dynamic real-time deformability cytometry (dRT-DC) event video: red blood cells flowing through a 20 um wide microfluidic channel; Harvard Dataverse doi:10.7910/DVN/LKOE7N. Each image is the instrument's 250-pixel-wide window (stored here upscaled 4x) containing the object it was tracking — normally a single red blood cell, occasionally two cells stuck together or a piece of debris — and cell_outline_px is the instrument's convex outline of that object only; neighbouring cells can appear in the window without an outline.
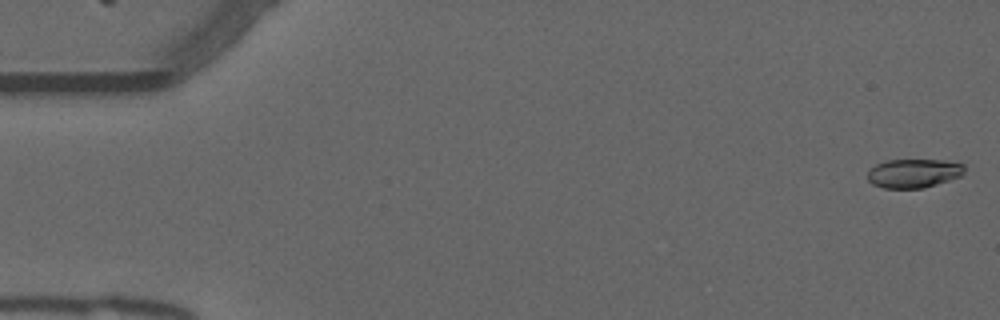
{"species": "common noctule bat (a hibernating species)", "species_latin": "Nyctalus noctula", "temperature_condition": "warm", "stored_images_in_passage": 54, "camera_frame_rate_fps": 3000, "um_per_image_px": 0.085, "animal": {"sex": "male", "forearm_length_mm": 52.5}, "frame": {"image": 1, "passage_image": 1, "time_ms": 0.0, "image_size_px": [1000, 320], "cell_outline_px": [[964, 172], [960, 176], [924, 188], [884, 188], [872, 184], [868, 180], [868, 168], [876, 164], [888, 160], [944, 160], [964, 164]], "centroid_in_image_um": [77.63, 14.72], "position_along_channel_um": 7.4, "area_um2": 16.3}}
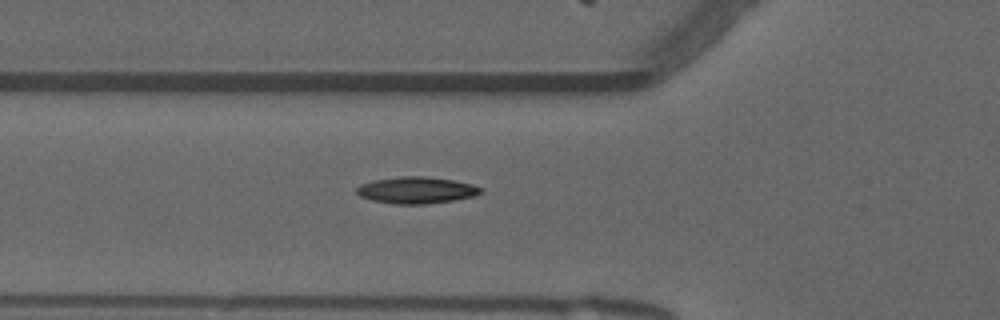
{"frame": {"image": 2, "passage_image": 19, "time_ms": 6.0, "image_size_px": [1000, 320], "cell_outline_px": [[484, 192], [472, 196], [456, 200], [424, 204], [392, 204], [372, 200], [360, 196], [356, 192], [356, 188], [360, 184], [376, 180], [400, 176], [424, 176], [452, 180], [472, 184], [484, 188]], "centroid_in_image_um": [35.41, 16.17], "position_along_channel_um": 90.4, "area_um2": 19.31}}
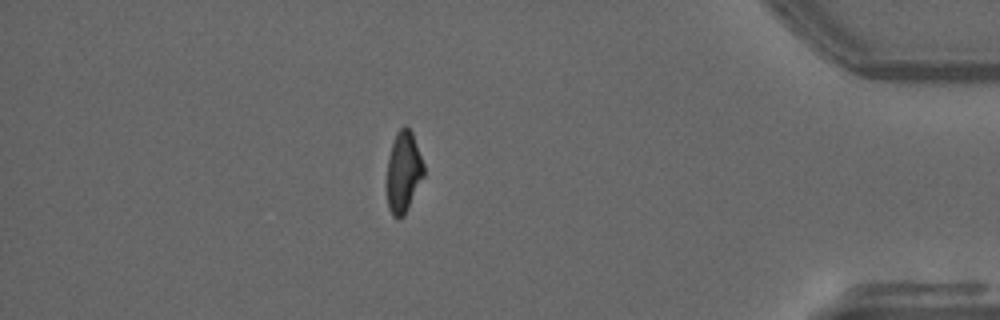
{"frame": {"image": 3, "passage_image": 47, "time_ms": 15.333, "image_size_px": [1000, 320], "cell_outline_px": [[424, 176], [404, 216], [396, 220], [392, 216], [388, 208], [388, 160], [392, 144], [396, 132], [404, 124], [412, 132], [424, 164]], "centroid_in_image_um": [34.31, 14.63], "position_along_channel_um": 400.9, "area_um2": 17.34}, "authors_computed_cell_mechanics": {"area_um2": 17.8602, "velocity_mm_per_s": 3.7859, "shape_relaxation_time_tau1_ms": null, "shape_relaxation_time_tau2_ms": 2.8482, "deformation_change_tau1": null, "deformation_change_tau2": 0.0891}}